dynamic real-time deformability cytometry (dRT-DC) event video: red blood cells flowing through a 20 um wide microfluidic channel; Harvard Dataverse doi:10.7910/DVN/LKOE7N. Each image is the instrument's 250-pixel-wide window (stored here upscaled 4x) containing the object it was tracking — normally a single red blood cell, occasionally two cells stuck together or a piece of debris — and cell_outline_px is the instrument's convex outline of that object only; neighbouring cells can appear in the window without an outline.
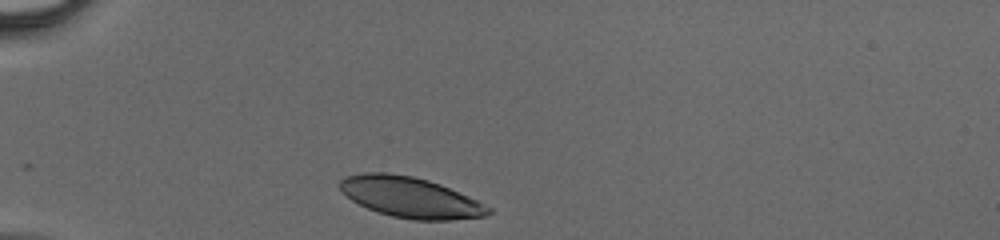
{"species": "human", "species_latin": "Homo sapiens", "temperature_condition": "cold", "stored_images_in_passage": 27, "camera_frame_rate_fps": 3000, "um_per_image_px": 0.085, "donor": {"sex": "male"}, "frame": {"image": 1, "passage_image": 1, "time_ms": 0.0, "image_size_px": [1000, 240], "cell_outline_px": [[492, 212], [484, 216], [452, 220], [412, 220], [392, 216], [376, 212], [352, 200], [340, 188], [340, 180], [344, 176], [364, 172], [384, 172], [412, 176], [428, 180], [440, 184], [476, 200], [492, 208]], "centroid_in_image_um": [34.87, 16.77], "position_along_channel_um": 50.1, "area_um2": 34.91}}
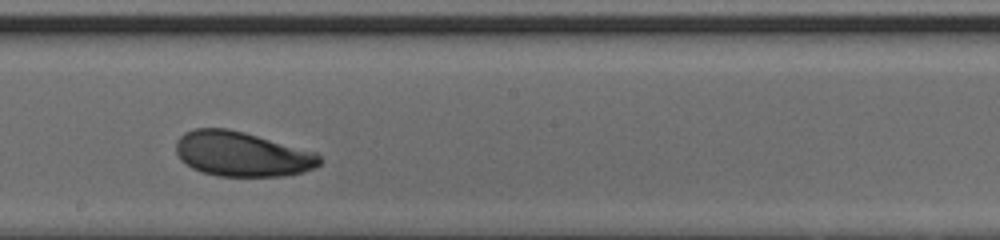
{"frame": {"image": 2, "passage_image": 15, "time_ms": 4.667, "image_size_px": [1000, 240], "cell_outline_px": [[320, 164], [304, 172], [284, 176], [220, 176], [204, 172], [192, 168], [180, 160], [176, 152], [176, 140], [184, 132], [196, 128], [228, 128], [244, 132], [316, 152], [320, 156]], "centroid_in_image_um": [20.54, 13.09], "position_along_channel_um": 227.7, "area_um2": 37.45}}
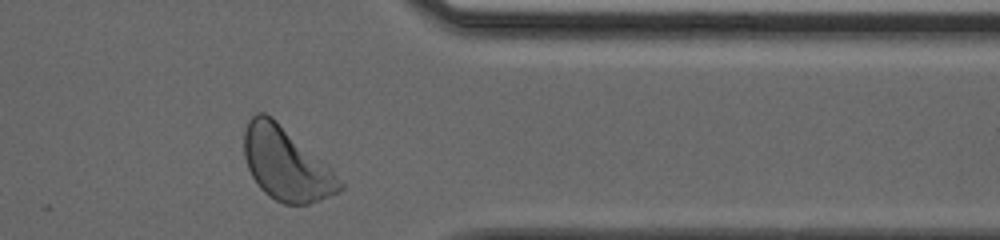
{"frame": {"image": 3, "passage_image": 26, "time_ms": 8.333, "image_size_px": [1000, 240], "cell_outline_px": [[344, 188], [320, 200], [308, 204], [284, 204], [268, 196], [260, 188], [252, 176], [248, 168], [244, 156], [244, 132], [248, 120], [256, 112], [264, 112], [272, 116], [324, 164], [344, 184]], "centroid_in_image_um": [24.25, 13.93], "position_along_channel_um": 387.2, "area_um2": 39.77}}